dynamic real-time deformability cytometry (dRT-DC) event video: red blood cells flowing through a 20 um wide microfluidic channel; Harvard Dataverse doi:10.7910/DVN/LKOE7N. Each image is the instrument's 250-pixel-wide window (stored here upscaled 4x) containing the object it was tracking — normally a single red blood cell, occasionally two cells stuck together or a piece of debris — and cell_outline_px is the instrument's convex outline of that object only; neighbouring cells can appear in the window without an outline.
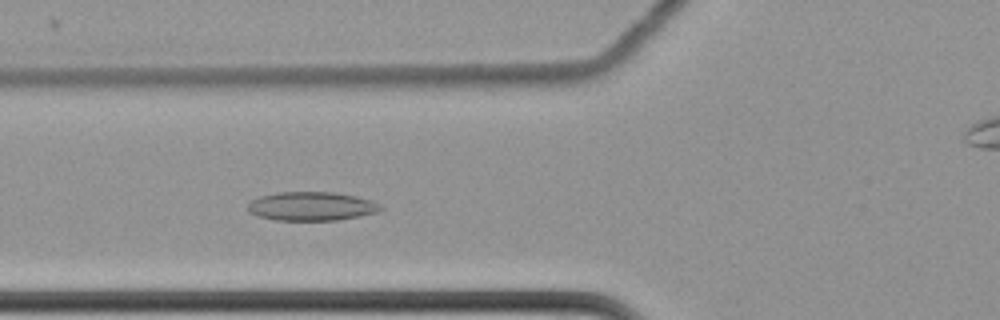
{"species": "common noctule bat (a hibernating species)", "species_latin": "Nyctalus noctula", "temperature_condition": "cold", "stored_images_in_passage": 58, "camera_frame_rate_fps": 3000, "um_per_image_px": 0.085, "animal": {"sex": "female", "body_mass_g": 22.7, "forearm_length_mm": 54.2}, "frame": {"image": 1, "passage_image": 20, "time_ms": 6.333, "image_size_px": [1000, 320], "cell_outline_px": [[384, 208], [380, 212], [360, 216], [336, 220], [276, 220], [256, 216], [248, 212], [248, 204], [252, 200], [260, 196], [280, 192], [332, 192], [356, 196], [372, 200], [380, 204]], "centroid_in_image_um": [26.5, 17.53], "position_along_channel_um": 99.3, "area_um2": 22.43}}
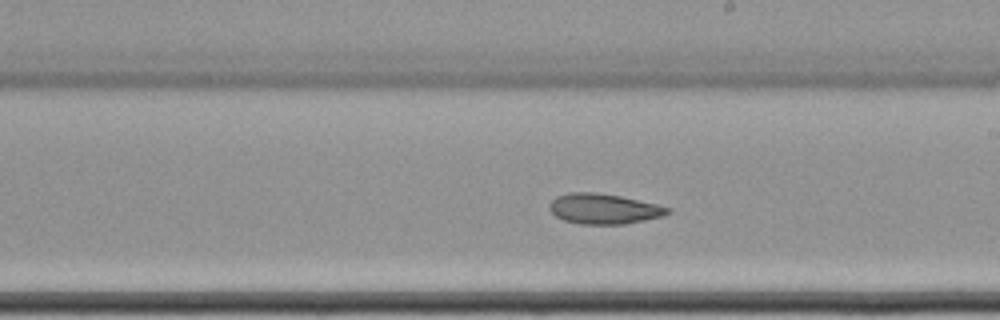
{"frame": {"image": 2, "passage_image": 32, "time_ms": 10.333, "image_size_px": [1000, 320], "cell_outline_px": [[672, 212], [664, 216], [624, 224], [580, 224], [564, 220], [556, 216], [548, 208], [548, 204], [556, 196], [568, 192], [592, 192], [620, 196], [656, 204], [672, 208]], "centroid_in_image_um": [51.32, 17.75], "position_along_channel_um": 237.7, "area_um2": 20.92}}
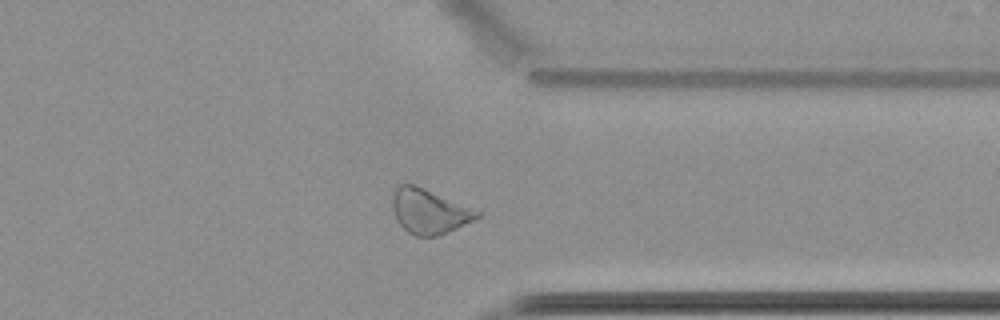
{"frame": {"image": 3, "passage_image": 44, "time_ms": 14.333, "image_size_px": [1000, 320], "cell_outline_px": [[480, 216], [448, 232], [436, 236], [416, 236], [408, 232], [396, 220], [392, 208], [392, 196], [396, 188], [400, 184], [416, 184], [480, 212]], "centroid_in_image_um": [36.42, 17.96], "position_along_channel_um": 375.0, "area_um2": 21.73}, "authors_computed_cell_mechanics": {"area_um2": 23.698, "velocity_mm_per_s": 3.4604, "shape_relaxation_time_tau1_ms": null, "shape_relaxation_time_tau2_ms": 9.4705, "deformation_change_tau1": null, "deformation_change_tau2": 0.162}}